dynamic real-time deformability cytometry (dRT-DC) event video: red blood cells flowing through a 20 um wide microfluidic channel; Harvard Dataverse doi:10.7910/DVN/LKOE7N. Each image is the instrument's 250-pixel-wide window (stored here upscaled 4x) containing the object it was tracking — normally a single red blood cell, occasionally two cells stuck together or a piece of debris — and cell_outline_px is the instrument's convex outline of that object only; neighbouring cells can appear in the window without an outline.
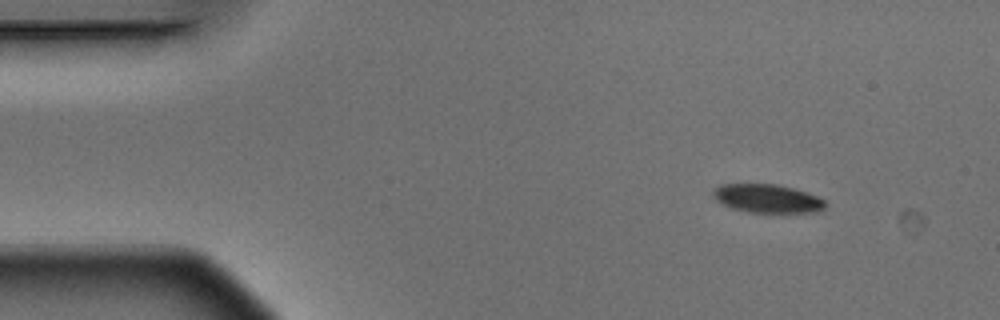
{"species": "Egyptian fruit bat (a non-hibernating species)", "species_latin": "Rousettus aegyptiacus", "temperature_condition": "warm", "stored_images_in_passage": 8, "camera_frame_rate_fps": 3000, "um_per_image_px": 0.085, "animal": {"sex": "male"}, "frame": {"image": 1, "passage_image": 1, "time_ms": 0.0, "image_size_px": [1000, 320], "cell_outline_px": [[824, 208], [816, 212], [748, 212], [732, 208], [716, 200], [712, 196], [712, 188], [720, 184], [776, 184], [792, 188], [816, 196], [824, 200]], "centroid_in_image_um": [65.15, 16.86], "position_along_channel_um": 19.9, "area_um2": 18.44}}
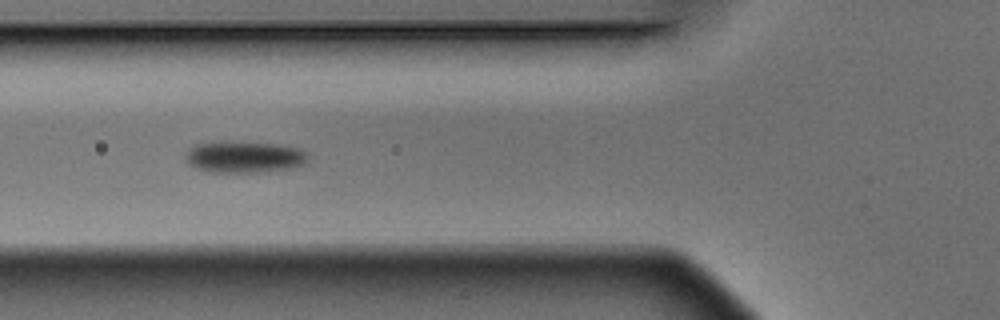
{"frame": {"image": 2, "passage_image": 5, "time_ms": 1.333, "image_size_px": [1000, 320], "cell_outline_px": [[308, 160], [304, 164], [288, 168], [268, 172], [208, 172], [196, 168], [188, 164], [184, 156], [188, 148], [196, 144], [284, 144], [300, 148], [308, 152]], "centroid_in_image_um": [20.81, 13.38], "position_along_channel_um": 105.0, "area_um2": 22.02}}
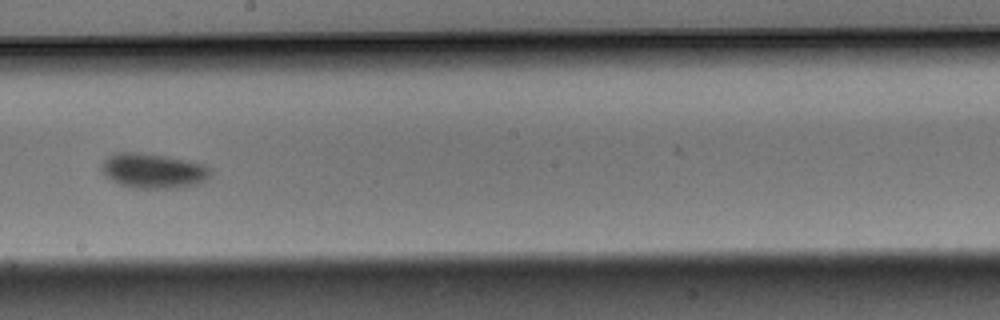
{"frame": {"image": 3, "passage_image": 8, "time_ms": 2.333, "image_size_px": [1000, 320], "cell_outline_px": [[212, 176], [208, 180], [196, 184], [180, 188], [132, 188], [120, 184], [112, 180], [100, 168], [104, 160], [108, 156], [116, 152], [136, 152], [164, 156], [188, 160], [204, 164], [212, 168]], "centroid_in_image_um": [13.09, 14.52], "position_along_channel_um": 235.1, "area_um2": 22.31}}